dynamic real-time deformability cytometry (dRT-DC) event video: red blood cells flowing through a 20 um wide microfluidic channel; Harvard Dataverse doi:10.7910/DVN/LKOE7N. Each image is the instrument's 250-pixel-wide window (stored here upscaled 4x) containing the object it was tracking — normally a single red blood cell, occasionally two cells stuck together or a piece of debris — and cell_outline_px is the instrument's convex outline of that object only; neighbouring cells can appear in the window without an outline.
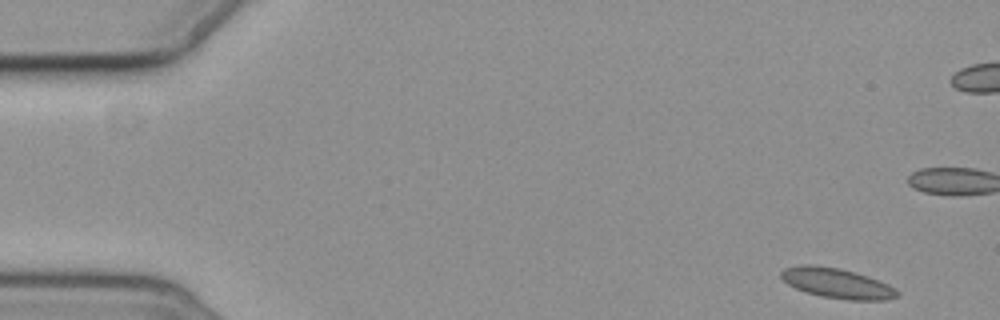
{"species": "common noctule bat (a hibernating species)", "species_latin": "Nyctalus noctula", "temperature_condition": "cold", "stored_images_in_passage": 3, "camera_frame_rate_fps": 3000, "um_per_image_px": 0.085, "animal": {"sex": "female", "body_mass_g": 19.3, "forearm_length_mm": 54.1}, "frame": {"image": 1, "passage_image": 1, "time_ms": 0.0, "image_size_px": [1000, 320], "cell_outline_px": [[900, 296], [888, 300], [848, 300], [820, 296], [796, 288], [788, 284], [780, 276], [780, 272], [784, 268], [800, 264], [816, 264], [840, 268], [856, 272], [880, 280], [896, 288], [900, 292]], "centroid_in_image_um": [71.18, 24.06], "position_along_channel_um": 13.8, "area_um2": 20.69}}